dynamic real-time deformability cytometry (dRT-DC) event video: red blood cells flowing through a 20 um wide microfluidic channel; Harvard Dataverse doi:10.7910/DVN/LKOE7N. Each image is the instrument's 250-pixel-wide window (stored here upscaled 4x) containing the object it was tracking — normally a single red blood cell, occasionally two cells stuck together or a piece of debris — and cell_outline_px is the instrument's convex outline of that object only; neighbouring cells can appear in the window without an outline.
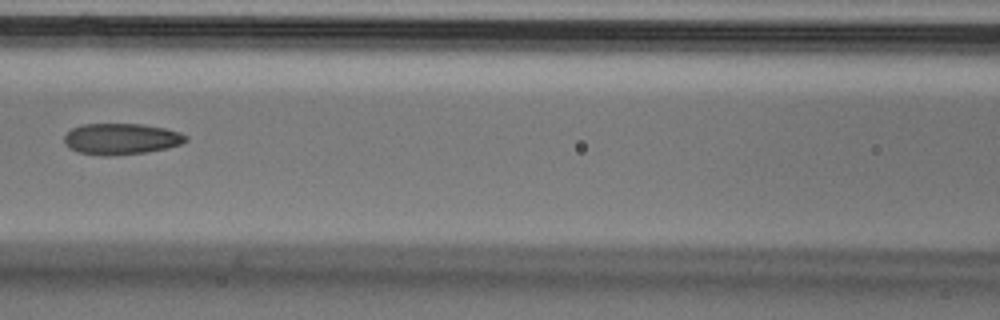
{"species": "Egyptian fruit bat (a non-hibernating species)", "species_latin": "Rousettus aegyptiacus", "temperature_condition": "cold", "stored_images_in_passage": 3, "camera_frame_rate_fps": 3000, "um_per_image_px": 0.085, "animal": {"sex": "male"}, "frame": {"image": 1, "passage_image": 3, "time_ms": 0.667, "image_size_px": [1000, 320], "cell_outline_px": [[188, 140], [180, 144], [168, 148], [144, 152], [112, 156], [104, 156], [80, 152], [68, 148], [64, 144], [64, 136], [72, 128], [80, 124], [144, 124], [164, 128], [180, 132], [188, 136]], "centroid_in_image_um": [10.29, 11.8], "position_along_channel_um": 156.3, "area_um2": 22.2}}